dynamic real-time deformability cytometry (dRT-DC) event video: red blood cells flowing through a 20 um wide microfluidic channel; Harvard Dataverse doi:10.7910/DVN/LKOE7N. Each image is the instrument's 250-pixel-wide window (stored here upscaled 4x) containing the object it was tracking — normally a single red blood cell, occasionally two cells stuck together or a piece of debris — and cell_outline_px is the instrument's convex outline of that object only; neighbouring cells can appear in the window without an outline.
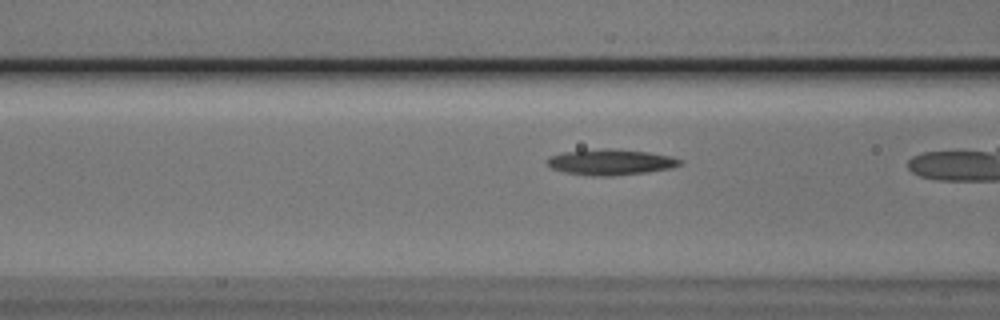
{"species": "Egyptian fruit bat (a non-hibernating species)", "species_latin": "Rousettus aegyptiacus", "temperature_condition": "cold", "stored_images_in_passage": 27, "camera_frame_rate_fps": 3000, "um_per_image_px": 0.085, "animal": {"sex": "male"}, "frame": {"image": 1, "passage_image": 5, "time_ms": 1.333, "image_size_px": [1000, 320], "cell_outline_px": [[684, 164], [672, 168], [648, 172], [612, 176], [592, 176], [564, 172], [552, 168], [544, 164], [544, 160], [548, 156], [560, 152], [604, 148], [648, 152], [672, 156], [684, 160]], "centroid_in_image_um": [51.88, 13.78], "position_along_channel_um": 114.7, "area_um2": 20.4}}
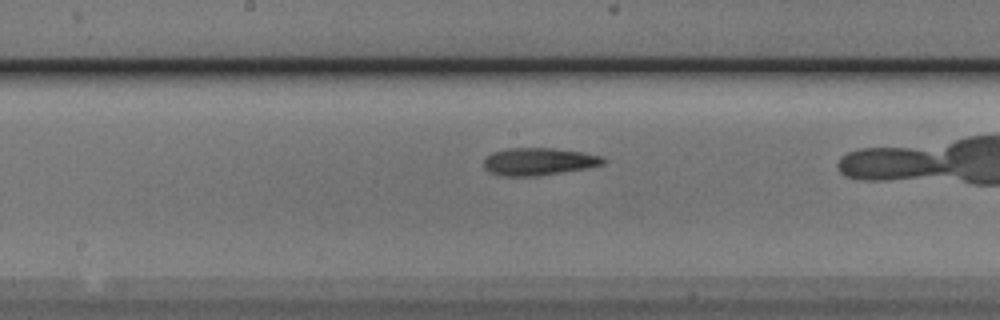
{"frame": {"image": 2, "passage_image": 12, "time_ms": 3.667, "image_size_px": [1000, 320], "cell_outline_px": [[608, 160], [604, 164], [584, 168], [536, 176], [504, 176], [492, 172], [484, 168], [484, 160], [492, 152], [508, 148], [552, 148], [580, 152], [600, 156]], "centroid_in_image_um": [45.77, 13.72], "position_along_channel_um": 202.4, "area_um2": 18.79}}